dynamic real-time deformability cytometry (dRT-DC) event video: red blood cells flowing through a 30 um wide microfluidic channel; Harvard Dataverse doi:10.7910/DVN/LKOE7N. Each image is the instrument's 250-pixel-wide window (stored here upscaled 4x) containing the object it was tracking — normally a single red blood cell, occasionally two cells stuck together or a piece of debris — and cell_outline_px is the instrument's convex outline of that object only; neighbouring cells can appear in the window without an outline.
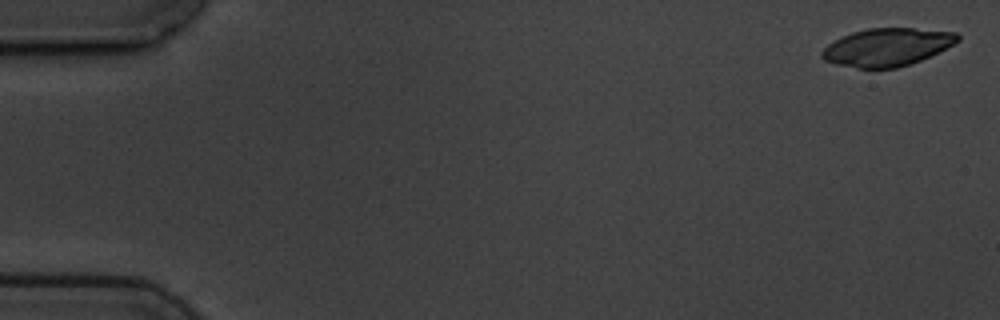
{"species": "common noctule bat (a hibernating species)", "species_latin": "Nyctalus noctula", "temperature_condition": "cold", "stored_images_in_passage": 6, "camera_frame_rate_fps": 3000, "um_per_image_px": 0.085, "animal": {"sex": "male", "body_mass_g": 19.5, "forearm_length_mm": 54.6}, "frame": {"image": 1, "passage_image": 1, "time_ms": 0.0, "image_size_px": [1000, 320], "cell_outline_px": [[960, 40], [920, 60], [896, 68], [856, 68], [836, 64], [824, 60], [820, 56], [820, 52], [828, 44], [852, 32], [868, 28], [912, 28], [956, 32], [960, 36]], "centroid_in_image_um": [75.36, 4.0], "position_along_channel_um": 9.6, "area_um2": 29.54}}